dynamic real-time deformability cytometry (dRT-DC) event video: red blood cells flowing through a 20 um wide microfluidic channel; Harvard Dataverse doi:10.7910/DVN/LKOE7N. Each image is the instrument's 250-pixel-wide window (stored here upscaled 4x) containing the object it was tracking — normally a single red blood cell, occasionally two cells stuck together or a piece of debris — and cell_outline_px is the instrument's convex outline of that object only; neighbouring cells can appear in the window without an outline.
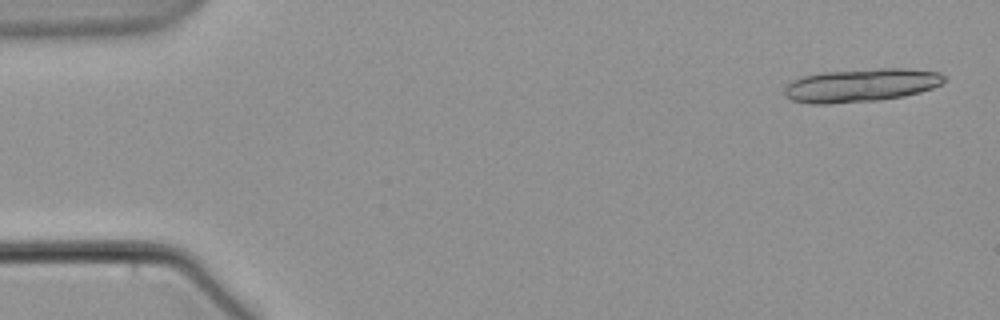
{"species": "common noctule bat (a hibernating species)", "species_latin": "Nyctalus noctula", "temperature_condition": "warm", "stored_images_in_passage": 7, "segment_of_instrument_passage": [1, 2], "camera_frame_rate_fps": 3000, "um_per_image_px": 0.085, "animal": {"sex": "male", "body_mass_g": 21.5, "forearm_length_mm": 52.0}, "frame": {"image": 1, "passage_image": 1, "time_ms": 0.0, "image_size_px": [1000, 320], "cell_outline_px": [[944, 80], [940, 84], [932, 88], [920, 92], [904, 96], [876, 100], [828, 104], [812, 104], [792, 100], [784, 92], [784, 88], [792, 80], [804, 76], [824, 72], [880, 68], [904, 68], [940, 72], [944, 76]], "centroid_in_image_um": [73.19, 7.24], "position_along_channel_um": 11.8, "area_um2": 30.75}}